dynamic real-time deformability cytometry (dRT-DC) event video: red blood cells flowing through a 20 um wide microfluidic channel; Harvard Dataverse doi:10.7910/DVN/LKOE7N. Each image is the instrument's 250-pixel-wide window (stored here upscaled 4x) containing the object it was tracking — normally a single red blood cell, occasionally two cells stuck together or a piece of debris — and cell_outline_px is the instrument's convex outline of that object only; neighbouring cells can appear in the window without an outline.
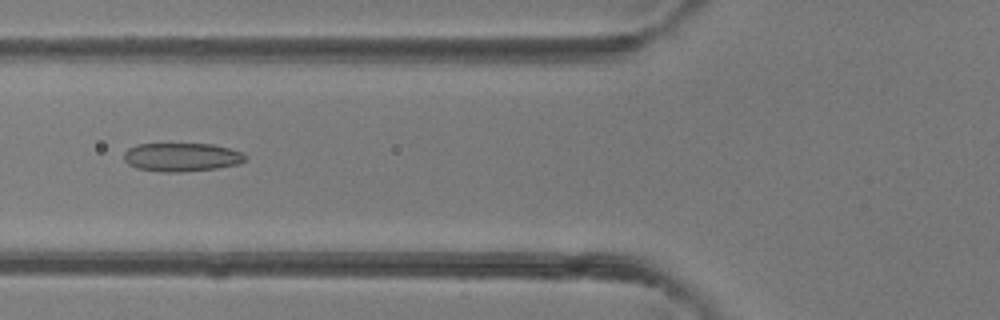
{"species": "common noctule bat (a hibernating species)", "species_latin": "Nyctalus noctula", "temperature_condition": "room temperature", "stored_images_in_passage": 7, "camera_frame_rate_fps": 3000, "um_per_image_px": 0.085, "animal": {"sex": "female"}, "frame": {"image": 1, "passage_image": 6, "time_ms": 5.667, "image_size_px": [1000, 320], "cell_outline_px": [[248, 156], [240, 164], [216, 168], [180, 172], [160, 172], [136, 168], [128, 164], [124, 160], [124, 152], [128, 148], [136, 144], [212, 144], [244, 152]], "centroid_in_image_um": [15.44, 13.36], "position_along_channel_um": 110.4, "area_um2": 20.35}}
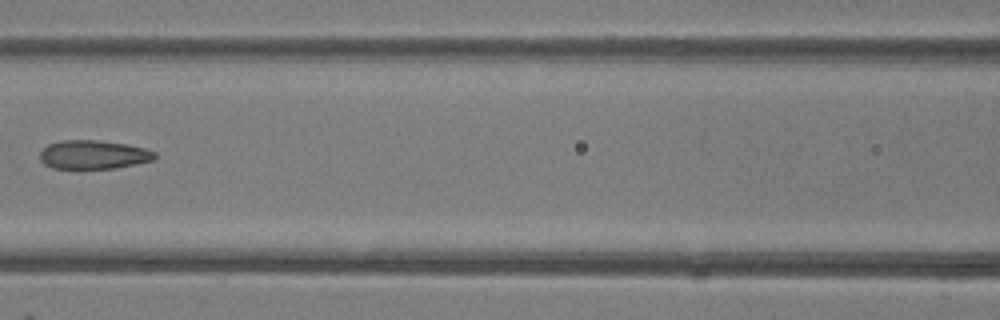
{"frame": {"image": 2, "passage_image": 7, "time_ms": 6.667, "image_size_px": [1000, 320], "cell_outline_px": [[156, 156], [152, 160], [136, 164], [112, 168], [52, 168], [44, 164], [40, 160], [40, 152], [48, 144], [64, 140], [96, 140], [128, 144], [144, 148], [156, 152]], "centroid_in_image_um": [7.93, 13.14], "position_along_channel_um": 158.7, "area_um2": 19.13}}